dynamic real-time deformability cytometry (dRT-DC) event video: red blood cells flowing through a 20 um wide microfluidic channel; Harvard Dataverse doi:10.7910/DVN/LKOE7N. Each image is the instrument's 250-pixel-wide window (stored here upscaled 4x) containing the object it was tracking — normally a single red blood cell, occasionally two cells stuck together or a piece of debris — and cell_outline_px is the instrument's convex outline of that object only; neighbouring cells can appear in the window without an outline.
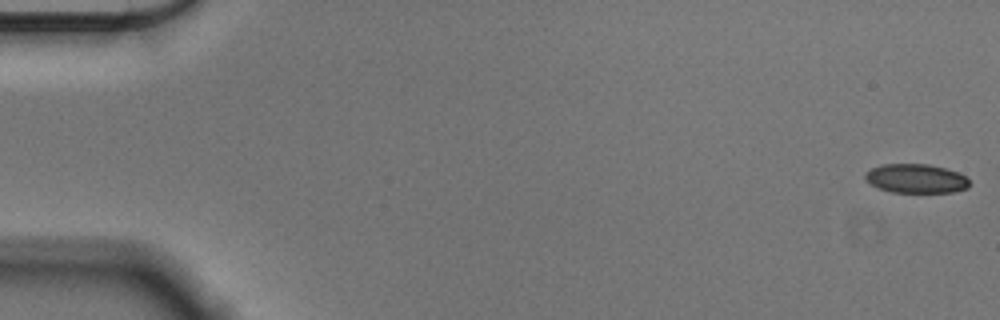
{"species": "Egyptian fruit bat (a non-hibernating species)", "species_latin": "Rousettus aegyptiacus", "temperature_condition": "cold", "stored_images_in_passage": 56, "camera_frame_rate_fps": 3000, "um_per_image_px": 0.085, "animal": {"sex": "male"}, "frame": {"image": 1, "passage_image": 1, "time_ms": 0.0, "image_size_px": [1000, 320], "cell_outline_px": [[968, 188], [952, 192], [892, 192], [880, 188], [872, 184], [864, 176], [872, 168], [884, 164], [928, 164], [944, 168], [956, 172], [964, 176], [968, 180]], "centroid_in_image_um": [77.87, 15.17], "position_along_channel_um": 7.1, "area_um2": 17.22}}
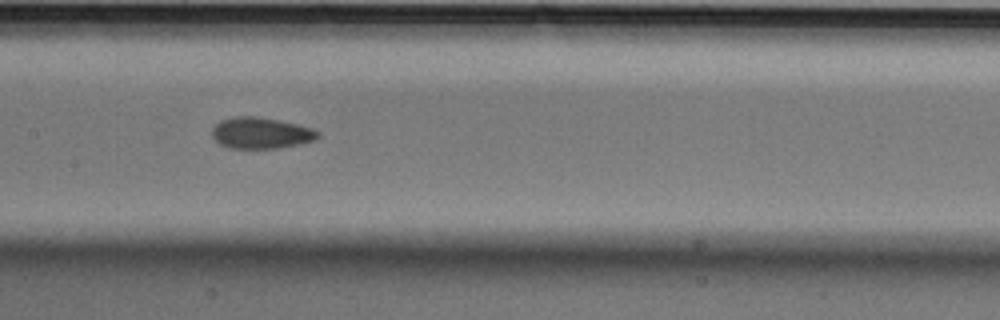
{"frame": {"image": 2, "passage_image": 28, "time_ms": 9.0, "image_size_px": [1000, 320], "cell_outline_px": [[320, 136], [316, 140], [300, 144], [280, 148], [228, 148], [220, 144], [212, 136], [212, 128], [216, 124], [224, 120], [236, 116], [256, 116], [280, 120], [312, 128], [320, 132]], "centroid_in_image_um": [22.22, 11.31], "position_along_channel_um": 185.2, "area_um2": 19.31}}
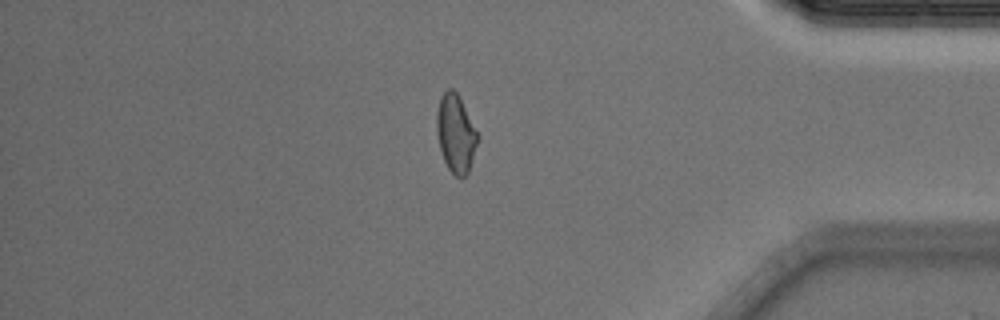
{"frame": {"image": 3, "passage_image": 48, "time_ms": 15.667, "image_size_px": [1000, 320], "cell_outline_px": [[476, 144], [468, 172], [460, 180], [448, 168], [444, 160], [440, 148], [436, 132], [436, 116], [440, 96], [448, 88], [452, 88], [456, 92], [476, 132]], "centroid_in_image_um": [38.68, 11.36], "position_along_channel_um": 396.5, "area_um2": 17.92}, "authors_computed_cell_mechanics": {"area_um2": 18.785, "velocity_mm_per_s": 3.5814, "shape_relaxation_time_tau1_ms": null, "shape_relaxation_time_tau2_ms": 3.1275, "deformation_change_tau1": null, "deformation_change_tau2": 0.0818}}